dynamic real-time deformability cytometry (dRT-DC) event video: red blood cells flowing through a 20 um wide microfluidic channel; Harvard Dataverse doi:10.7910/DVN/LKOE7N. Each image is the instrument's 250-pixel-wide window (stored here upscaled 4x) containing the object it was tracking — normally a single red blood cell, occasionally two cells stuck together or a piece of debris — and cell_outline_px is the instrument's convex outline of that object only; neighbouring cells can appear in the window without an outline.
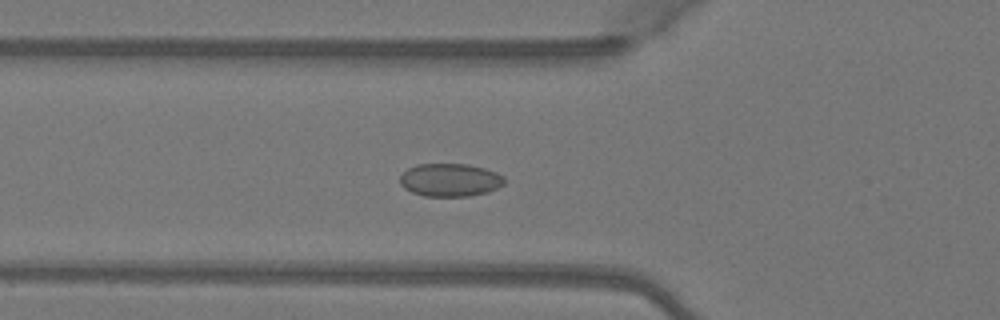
{"species": "Egyptian fruit bat (a non-hibernating species)", "species_latin": "Rousettus aegyptiacus", "temperature_condition": "warm", "stored_images_in_passage": 50, "camera_frame_rate_fps": 3000, "um_per_image_px": 0.085, "animal": {"sex": "female"}, "frame": {"image": 1, "passage_image": 18, "time_ms": 5.667, "image_size_px": [1000, 320], "cell_outline_px": [[504, 184], [488, 192], [468, 196], [424, 196], [412, 192], [404, 188], [400, 184], [400, 176], [408, 168], [416, 164], [468, 164], [484, 168], [496, 172], [504, 176]], "centroid_in_image_um": [38.25, 15.29], "position_along_channel_um": 87.6, "area_um2": 20.11}}
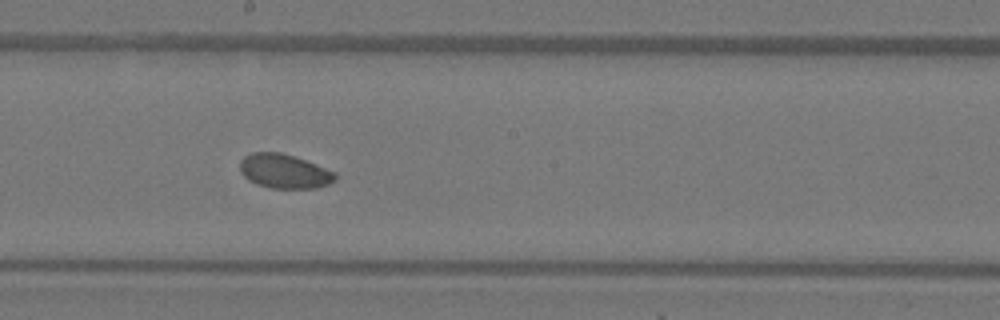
{"frame": {"image": 2, "passage_image": 28, "time_ms": 9.0, "image_size_px": [1000, 320], "cell_outline_px": [[336, 180], [328, 184], [316, 188], [272, 188], [256, 184], [248, 180], [240, 172], [240, 160], [244, 156], [252, 152], [280, 152], [316, 164], [336, 172]], "centroid_in_image_um": [24.15, 14.56], "position_along_channel_um": 224.1, "area_um2": 19.02}}
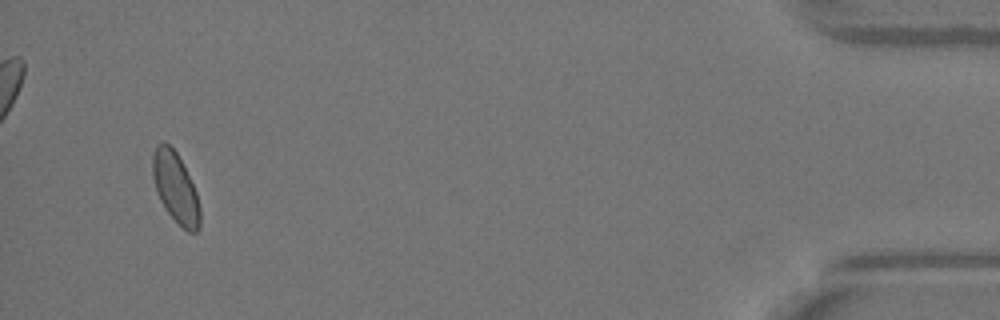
{"frame": {"image": 3, "passage_image": 48, "time_ms": 15.667, "image_size_px": [1000, 320], "cell_outline_px": [[200, 228], [196, 232], [188, 232], [168, 212], [160, 200], [156, 192], [152, 176], [152, 156], [156, 148], [164, 140], [176, 152], [196, 192], [200, 208]], "centroid_in_image_um": [14.91, 15.96], "position_along_channel_um": 420.3, "area_um2": 19.02}, "authors_computed_cell_mechanics": {"area_um2": 19.4786, "velocity_mm_per_s": 4.0814, "shape_relaxation_time_tau1_ms": 6.3066, "shape_relaxation_time_tau2_ms": 1.6711, "deformation_change_tau1": 0.0657, "deformation_change_tau2": 0.0429}}